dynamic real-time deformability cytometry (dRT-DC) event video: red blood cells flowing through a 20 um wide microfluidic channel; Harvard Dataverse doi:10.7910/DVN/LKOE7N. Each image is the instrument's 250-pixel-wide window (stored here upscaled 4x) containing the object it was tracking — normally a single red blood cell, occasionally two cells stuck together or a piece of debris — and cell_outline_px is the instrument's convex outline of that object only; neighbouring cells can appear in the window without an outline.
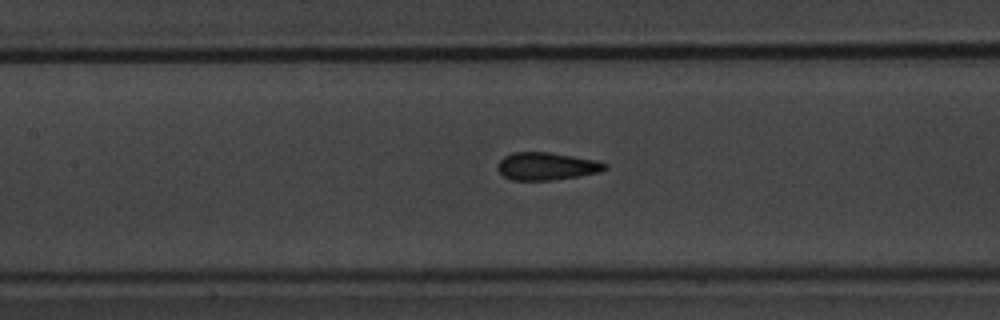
{"species": "common noctule bat (a hibernating species)", "species_latin": "Nyctalus noctula", "temperature_condition": "warm", "stored_images_in_passage": 43, "camera_frame_rate_fps": 3000, "um_per_image_px": 0.085, "animal": {"sex": "male", "body_mass_g": 20.1, "forearm_length_mm": 53.5}, "frame": {"image": 1, "passage_image": 25, "time_ms": 8.0, "image_size_px": [1000, 320], "cell_outline_px": [[608, 168], [600, 172], [552, 180], [512, 180], [504, 176], [496, 168], [496, 164], [504, 156], [512, 152], [548, 152], [596, 160], [608, 164]], "centroid_in_image_um": [46.44, 14.12], "position_along_channel_um": 161.0, "area_um2": 17.28}}